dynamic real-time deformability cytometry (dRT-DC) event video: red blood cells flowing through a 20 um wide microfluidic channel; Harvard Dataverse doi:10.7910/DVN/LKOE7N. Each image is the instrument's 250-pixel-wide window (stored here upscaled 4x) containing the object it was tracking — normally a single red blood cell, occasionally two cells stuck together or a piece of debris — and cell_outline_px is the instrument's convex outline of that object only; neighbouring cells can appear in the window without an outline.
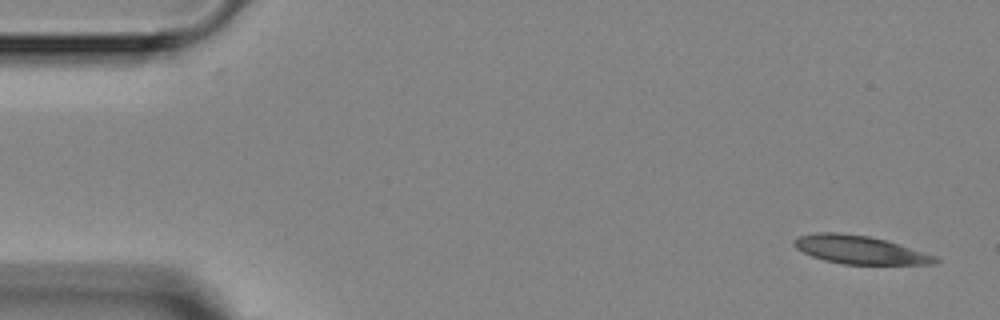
{"species": "Egyptian fruit bat (a non-hibernating species)", "species_latin": "Rousettus aegyptiacus", "temperature_condition": "room temperature", "stored_images_in_passage": 4, "camera_frame_rate_fps": 3000, "um_per_image_px": 0.085, "animal": {"sex": "female"}, "frame": {"image": 1, "passage_image": 1, "time_ms": 0.0, "image_size_px": [1000, 320], "cell_outline_px": [[940, 260], [936, 264], [844, 264], [824, 260], [812, 256], [796, 248], [792, 244], [792, 240], [796, 236], [816, 232], [840, 232], [868, 236], [884, 240], [936, 256]], "centroid_in_image_um": [73.01, 21.22], "position_along_channel_um": 12.0, "area_um2": 23.12}}